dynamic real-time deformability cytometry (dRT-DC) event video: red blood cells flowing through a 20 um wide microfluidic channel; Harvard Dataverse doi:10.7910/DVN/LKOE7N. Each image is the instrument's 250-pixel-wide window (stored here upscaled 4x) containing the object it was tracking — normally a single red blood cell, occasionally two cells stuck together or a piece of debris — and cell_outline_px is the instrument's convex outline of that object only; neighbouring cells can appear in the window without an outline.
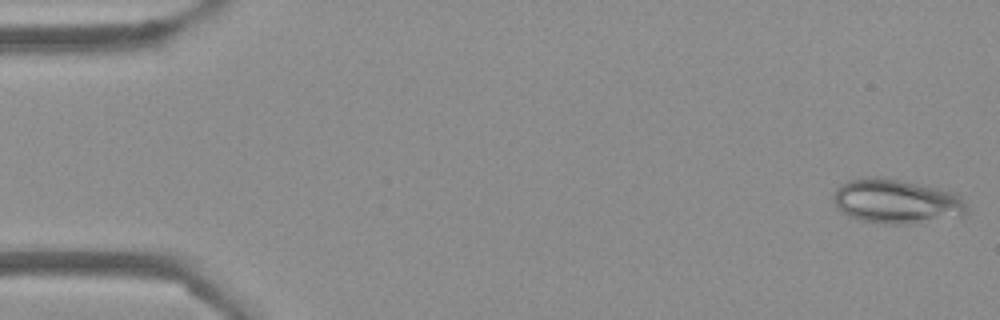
{"species": "Egyptian fruit bat (a non-hibernating species)", "species_latin": "Rousettus aegyptiacus", "temperature_condition": "cold", "stored_images_in_passage": 53, "camera_frame_rate_fps": 3000, "um_per_image_px": 0.085, "frame": {"image": 1, "passage_image": 1, "time_ms": 0.0, "image_size_px": [1000, 320], "cell_outline_px": [[968, 212], [960, 216], [904, 224], [884, 224], [864, 220], [848, 216], [836, 204], [836, 188], [840, 184], [848, 180], [876, 176], [880, 176], [900, 180], [956, 192], [964, 200], [968, 208]], "centroid_in_image_um": [76.24, 17.1], "position_along_channel_um": 8.8, "area_um2": 34.04}}
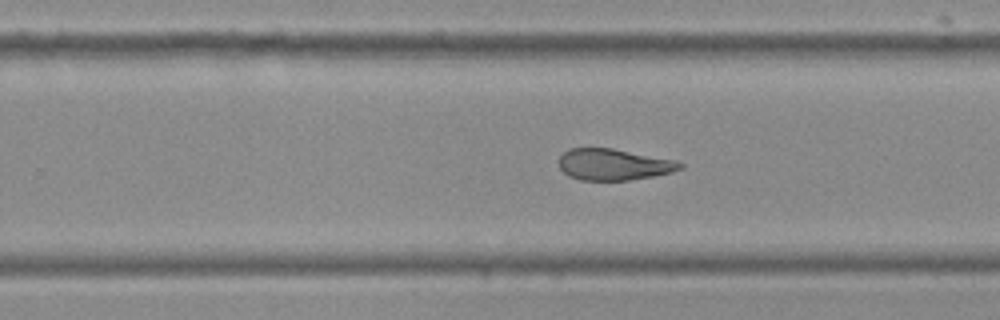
{"frame": {"image": 2, "passage_image": 33, "time_ms": 10.667, "image_size_px": [1000, 320], "cell_outline_px": [[684, 168], [672, 172], [652, 176], [628, 180], [580, 180], [568, 176], [560, 168], [560, 156], [568, 148], [612, 148], [676, 160], [684, 164]], "centroid_in_image_um": [52.18, 13.98], "position_along_channel_um": 277.6, "area_um2": 22.14}}
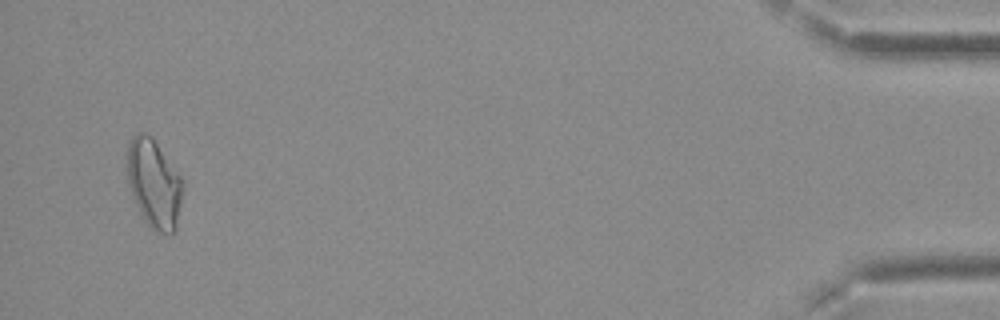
{"frame": {"image": 3, "passage_image": 51, "time_ms": 16.667, "image_size_px": [1000, 320], "cell_outline_px": [[184, 188], [176, 232], [156, 232], [144, 220], [132, 196], [128, 180], [128, 144], [132, 136], [136, 132], [144, 132], [152, 136], [180, 176]], "centroid_in_image_um": [13.1, 15.6], "position_along_channel_um": 422.1, "area_um2": 28.61}, "authors_computed_cell_mechanics": {"area_um2": 24.854, "velocity_mm_per_s": 3.7632, "shape_relaxation_time_tau1_ms": null, "shape_relaxation_time_tau2_ms": 4.7318, "deformation_change_tau1": null, "deformation_change_tau2": 0.1113}}